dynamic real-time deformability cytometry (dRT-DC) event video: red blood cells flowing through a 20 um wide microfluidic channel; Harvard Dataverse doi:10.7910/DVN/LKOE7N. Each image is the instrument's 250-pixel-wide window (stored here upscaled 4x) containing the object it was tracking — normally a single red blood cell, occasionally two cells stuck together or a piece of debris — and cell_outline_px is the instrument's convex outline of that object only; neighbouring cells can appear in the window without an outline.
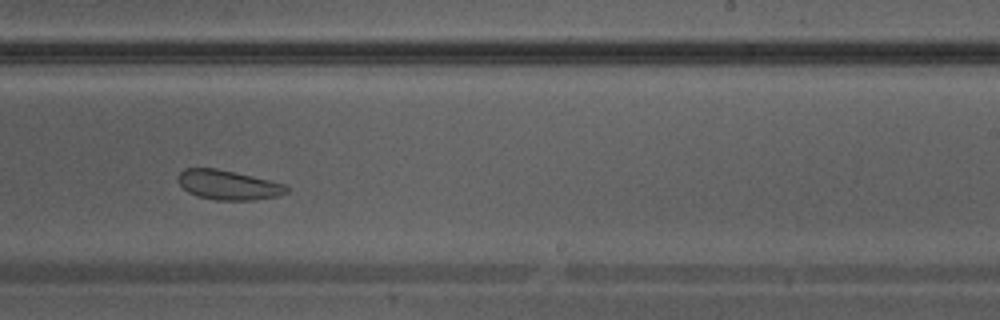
{"species": "Egyptian fruit bat (a non-hibernating species)", "species_latin": "Rousettus aegyptiacus", "temperature_condition": "warm", "stored_images_in_passage": 33, "camera_frame_rate_fps": 3000, "um_per_image_px": 0.085, "animal": {"sex": "male"}, "frame": {"image": 1, "passage_image": 19, "time_ms": 6.0, "image_size_px": [1000, 320], "cell_outline_px": [[288, 192], [276, 196], [252, 200], [216, 200], [196, 196], [188, 192], [176, 180], [176, 176], [184, 168], [216, 168], [236, 172], [284, 184], [288, 188]], "centroid_in_image_um": [19.34, 15.71], "position_along_channel_um": 269.7, "area_um2": 18.67}}